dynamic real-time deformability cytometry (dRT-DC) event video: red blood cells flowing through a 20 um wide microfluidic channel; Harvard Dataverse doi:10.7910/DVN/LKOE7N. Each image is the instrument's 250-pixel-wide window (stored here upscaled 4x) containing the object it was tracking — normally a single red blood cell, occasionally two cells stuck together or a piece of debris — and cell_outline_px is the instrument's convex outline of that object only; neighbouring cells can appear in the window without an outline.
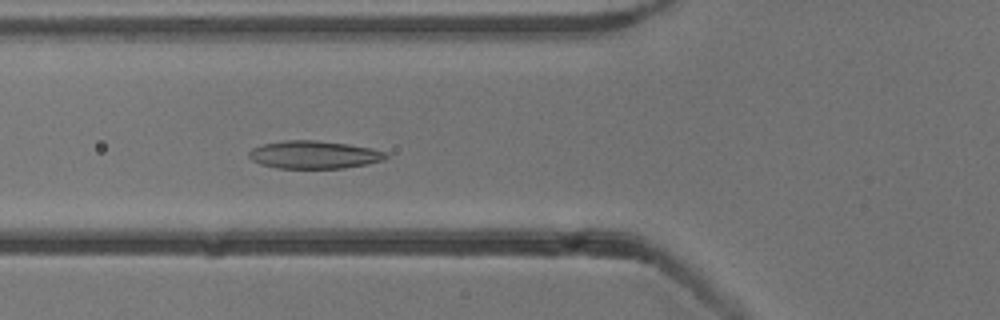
{"species": "common noctule bat (a hibernating species)", "species_latin": "Nyctalus noctula", "temperature_condition": "cold", "stored_images_in_passage": 30, "camera_frame_rate_fps": 3000, "um_per_image_px": 0.085, "animal": {"sex": "male", "body_mass_g": 13.3}, "frame": {"image": 1, "passage_image": 20, "time_ms": 6.333, "image_size_px": [1000, 320], "cell_outline_px": [[388, 156], [384, 160], [368, 164], [344, 168], [276, 168], [260, 164], [252, 160], [248, 156], [248, 152], [252, 148], [260, 144], [284, 140], [316, 140], [348, 144], [372, 148], [388, 152]], "centroid_in_image_um": [26.69, 13.14], "position_along_channel_um": 99.1, "area_um2": 22.48}}
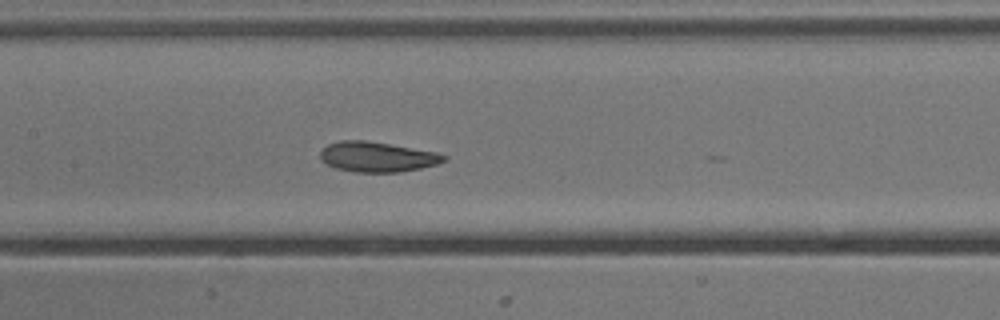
{"frame": {"image": 2, "passage_image": 26, "time_ms": 8.333, "image_size_px": [1000, 320], "cell_outline_px": [[448, 160], [436, 164], [420, 168], [400, 172], [356, 172], [336, 168], [324, 164], [320, 160], [320, 152], [328, 144], [340, 140], [364, 140], [436, 152], [448, 156]], "centroid_in_image_um": [32.04, 13.34], "position_along_channel_um": 175.4, "area_um2": 21.68}}
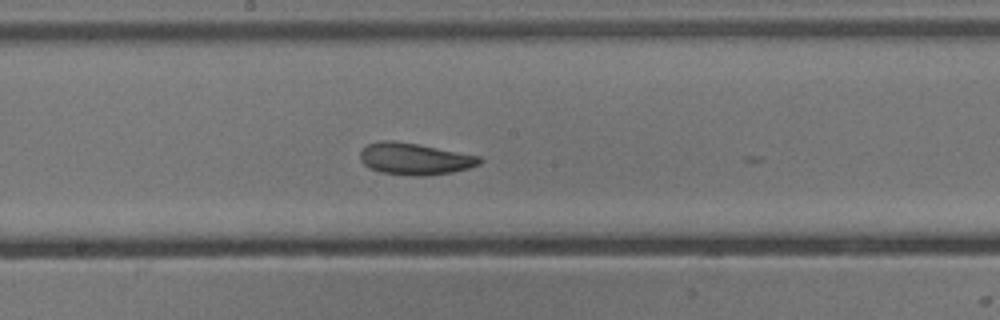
{"frame": {"image": 3, "passage_image": 29, "time_ms": 9.333, "image_size_px": [1000, 320], "cell_outline_px": [[484, 160], [480, 164], [468, 168], [452, 172], [424, 176], [412, 176], [380, 172], [364, 164], [360, 160], [360, 152], [368, 144], [384, 140], [392, 140], [416, 144], [480, 156]], "centroid_in_image_um": [35.26, 13.51], "position_along_channel_um": 212.9, "area_um2": 21.91}}